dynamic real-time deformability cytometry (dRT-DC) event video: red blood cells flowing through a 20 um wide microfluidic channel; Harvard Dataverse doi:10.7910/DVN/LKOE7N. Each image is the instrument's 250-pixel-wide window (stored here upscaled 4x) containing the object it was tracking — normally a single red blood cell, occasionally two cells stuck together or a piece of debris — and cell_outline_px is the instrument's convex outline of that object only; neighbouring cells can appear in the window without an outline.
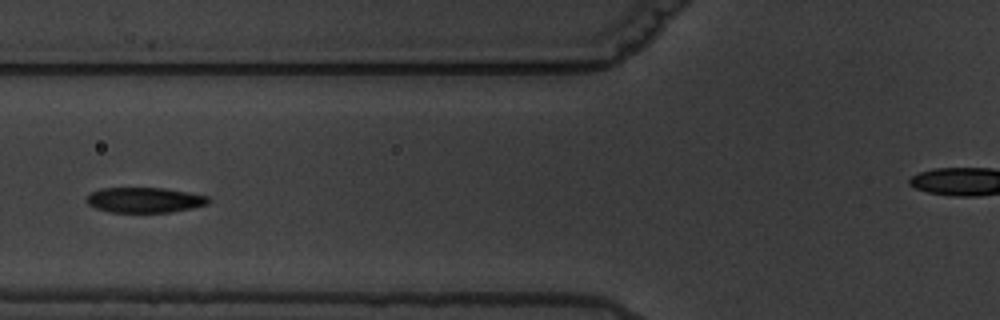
{"species": "common noctule bat (a hibernating species)", "species_latin": "Nyctalus noctula", "temperature_condition": "warm", "stored_images_in_passage": 7, "camera_frame_rate_fps": 3000, "um_per_image_px": 0.085, "animal": {"sex": "male", "body_mass_g": 19.5, "forearm_length_mm": 54.6}, "frame": {"image": 1, "passage_image": 4, "time_ms": 3.667, "image_size_px": [1000, 320], "cell_outline_px": [[212, 200], [208, 204], [192, 208], [172, 212], [108, 212], [96, 208], [88, 204], [84, 200], [92, 192], [100, 188], [164, 188], [188, 192], [208, 196]], "centroid_in_image_um": [12.3, 17.0], "position_along_channel_um": 113.5, "area_um2": 18.03}}